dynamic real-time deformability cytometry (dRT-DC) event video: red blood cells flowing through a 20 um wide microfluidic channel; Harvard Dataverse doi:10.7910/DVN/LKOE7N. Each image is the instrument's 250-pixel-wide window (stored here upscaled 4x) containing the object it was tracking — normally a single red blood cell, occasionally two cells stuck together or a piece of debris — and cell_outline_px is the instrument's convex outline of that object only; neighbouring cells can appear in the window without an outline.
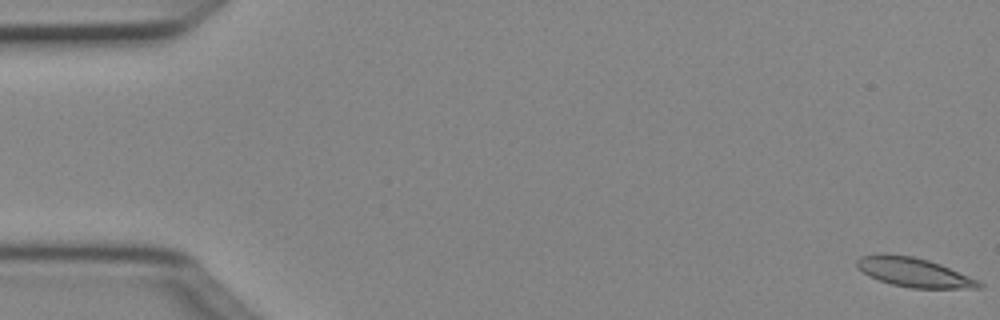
{"species": "Egyptian fruit bat (a non-hibernating species)", "species_latin": "Rousettus aegyptiacus", "temperature_condition": "cold", "stored_images_in_passage": 3, "camera_frame_rate_fps": 3000, "um_per_image_px": 0.085, "animal": {"sex": "female"}, "frame": {"image": 1, "passage_image": 1, "time_ms": 0.0, "image_size_px": [1000, 320], "cell_outline_px": [[984, 288], [912, 288], [892, 284], [868, 276], [856, 264], [856, 260], [860, 256], [880, 252], [912, 256], [928, 260], [940, 264], [980, 280], [984, 284]], "centroid_in_image_um": [77.7, 23.13], "position_along_channel_um": 7.3, "area_um2": 20.92}}